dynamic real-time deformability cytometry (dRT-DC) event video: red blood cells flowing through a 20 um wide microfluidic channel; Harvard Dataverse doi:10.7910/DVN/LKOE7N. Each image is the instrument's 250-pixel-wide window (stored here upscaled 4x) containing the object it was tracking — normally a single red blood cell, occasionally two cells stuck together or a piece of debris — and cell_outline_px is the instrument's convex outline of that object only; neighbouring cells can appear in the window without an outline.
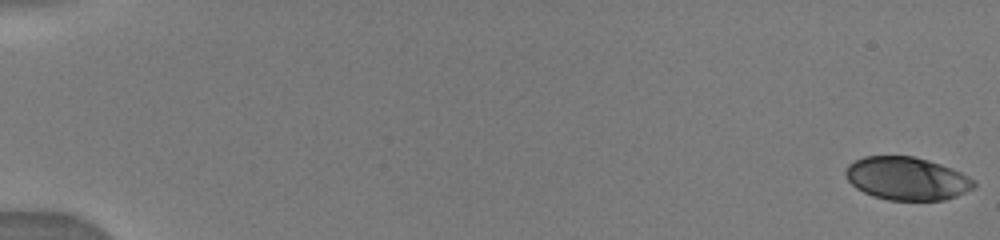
{"species": "human", "species_latin": "Homo sapiens", "temperature_condition": "warm", "stored_images_in_passage": 23, "camera_frame_rate_fps": 3000, "um_per_image_px": 0.085, "donor": {"sex": "male"}, "frame": {"image": 1, "passage_image": 1, "time_ms": 0.0, "image_size_px": [1000, 240], "cell_outline_px": [[976, 184], [972, 188], [956, 196], [944, 200], [888, 200], [872, 196], [856, 188], [848, 180], [844, 172], [848, 164], [864, 156], [912, 156], [928, 160], [952, 168], [976, 180]], "centroid_in_image_um": [77.07, 15.17], "position_along_channel_um": 7.9, "area_um2": 32.14}}
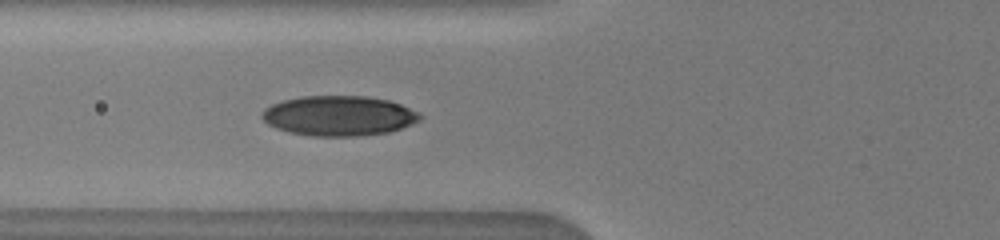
{"frame": {"image": 2, "passage_image": 17, "time_ms": 6.667, "image_size_px": [1000, 240], "cell_outline_px": [[424, 116], [420, 120], [412, 124], [388, 132], [356, 136], [312, 136], [292, 132], [276, 128], [268, 124], [260, 116], [264, 108], [272, 104], [284, 100], [300, 96], [364, 96], [388, 100], [400, 104], [420, 112]], "centroid_in_image_um": [28.81, 9.83], "position_along_channel_um": 97.0, "area_um2": 36.82}}
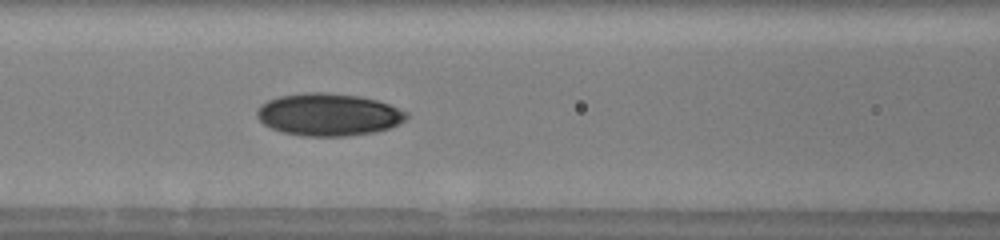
{"frame": {"image": 3, "passage_image": 20, "time_ms": 7.667, "image_size_px": [1000, 240], "cell_outline_px": [[408, 116], [404, 120], [388, 128], [372, 132], [344, 136], [304, 136], [280, 132], [264, 124], [256, 116], [256, 108], [260, 104], [268, 100], [280, 96], [308, 92], [320, 92], [360, 96], [376, 100], [388, 104], [408, 112]], "centroid_in_image_um": [27.87, 9.73], "position_along_channel_um": 138.7, "area_um2": 36.76}}